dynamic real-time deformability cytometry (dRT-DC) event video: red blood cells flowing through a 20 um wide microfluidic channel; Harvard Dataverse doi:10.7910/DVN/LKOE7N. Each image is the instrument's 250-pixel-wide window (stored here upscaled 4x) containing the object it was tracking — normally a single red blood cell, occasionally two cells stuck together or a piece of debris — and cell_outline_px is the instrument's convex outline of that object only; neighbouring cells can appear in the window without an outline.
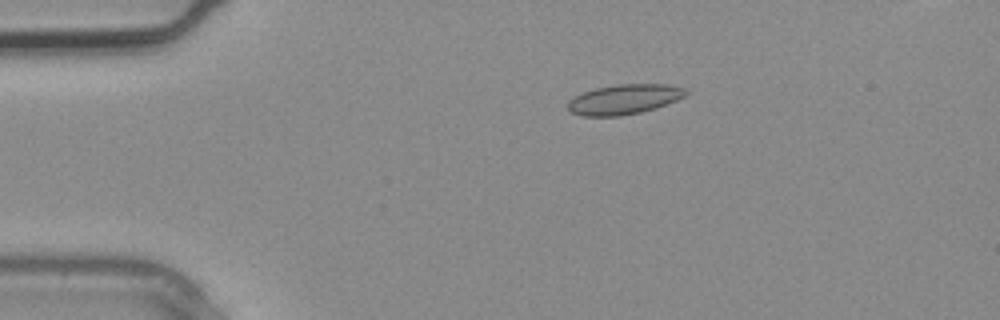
{"species": "common noctule bat (a hibernating species)", "species_latin": "Nyctalus noctula", "temperature_condition": "warm", "stored_images_in_passage": 3, "segment_of_instrument_passage": [1, 2], "camera_frame_rate_fps": 3000, "um_per_image_px": 0.085, "animal": {"sex": "male", "body_mass_g": 20.4}, "frame": {"image": 1, "passage_image": 1, "time_ms": 0.0, "image_size_px": [1000, 320], "cell_outline_px": [[688, 92], [684, 96], [676, 100], [656, 108], [640, 112], [620, 116], [580, 116], [572, 112], [568, 108], [568, 100], [584, 92], [596, 88], [616, 84], [668, 84], [688, 88]], "centroid_in_image_um": [53.08, 8.44], "position_along_channel_um": 31.9, "area_um2": 20.58}}